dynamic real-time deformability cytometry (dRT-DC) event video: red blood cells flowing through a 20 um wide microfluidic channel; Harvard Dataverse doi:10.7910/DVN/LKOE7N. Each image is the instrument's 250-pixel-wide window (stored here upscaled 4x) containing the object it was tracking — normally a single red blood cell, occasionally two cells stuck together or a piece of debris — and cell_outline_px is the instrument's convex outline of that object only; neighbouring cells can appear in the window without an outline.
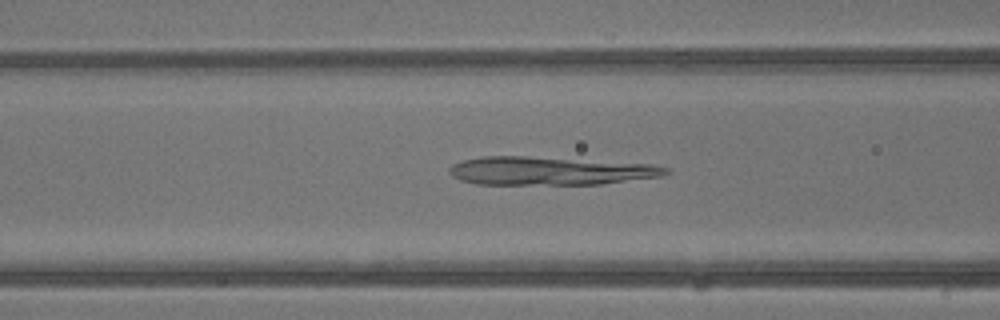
{"species": "common noctule bat (a hibernating species)", "species_latin": "Nyctalus noctula", "temperature_condition": "warm", "stored_images_in_passage": 41, "camera_frame_rate_fps": 3000, "um_per_image_px": 0.085, "animal": {"sex": "male", "body_mass_g": 13.3}, "frame": {"image": 1, "passage_image": 17, "time_ms": 5.333, "image_size_px": [1000, 320], "cell_outline_px": [[672, 172], [660, 176], [600, 184], [476, 184], [460, 180], [452, 176], [448, 172], [448, 168], [452, 164], [464, 160], [480, 156], [528, 156], [652, 164], [672, 168]], "centroid_in_image_um": [46.73, 14.52], "position_along_channel_um": 119.9, "area_um2": 35.78}}
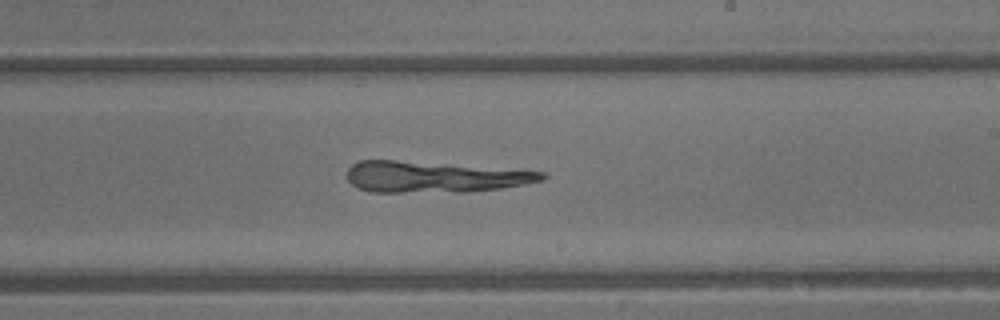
{"frame": {"image": 2, "passage_image": 25, "time_ms": 8.0, "image_size_px": [1000, 320], "cell_outline_px": [[548, 176], [544, 180], [524, 184], [500, 188], [468, 192], [372, 192], [356, 188], [348, 180], [348, 168], [352, 164], [360, 160], [396, 160], [544, 172]], "centroid_in_image_um": [36.87, 15.05], "position_along_channel_um": 252.1, "area_um2": 35.08}}
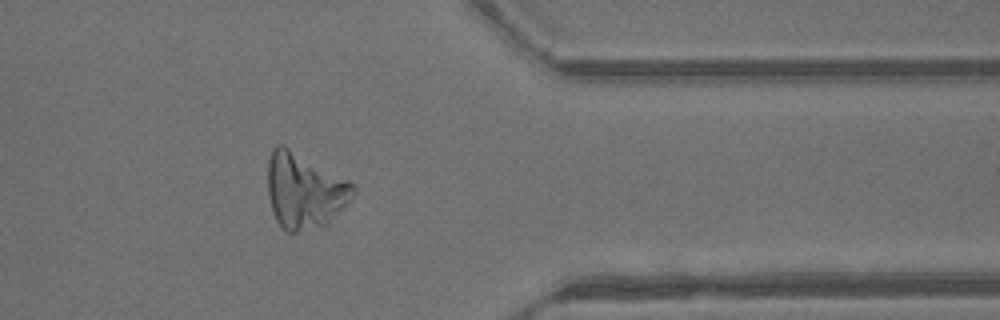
{"frame": {"image": 3, "passage_image": 34, "time_ms": 11.0, "image_size_px": [1000, 320], "cell_outline_px": [[356, 192], [328, 224], [296, 232], [288, 232], [276, 220], [268, 196], [268, 160], [276, 144], [284, 144], [356, 184]], "centroid_in_image_um": [25.88, 16.18], "position_along_channel_um": 385.5, "area_um2": 37.4}}